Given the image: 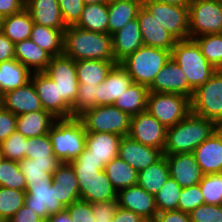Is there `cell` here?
<instances>
[{
    "instance_id": "cell-1",
    "label": "cell",
    "mask_w": 222,
    "mask_h": 222,
    "mask_svg": "<svg viewBox=\"0 0 222 222\" xmlns=\"http://www.w3.org/2000/svg\"><path fill=\"white\" fill-rule=\"evenodd\" d=\"M75 170L80 199L91 204L117 200V192L104 171L105 165L91 155L88 149L70 162Z\"/></svg>"
},
{
    "instance_id": "cell-2",
    "label": "cell",
    "mask_w": 222,
    "mask_h": 222,
    "mask_svg": "<svg viewBox=\"0 0 222 222\" xmlns=\"http://www.w3.org/2000/svg\"><path fill=\"white\" fill-rule=\"evenodd\" d=\"M63 54L75 61L115 62L112 35L84 30L75 25L64 30Z\"/></svg>"
},
{
    "instance_id": "cell-3",
    "label": "cell",
    "mask_w": 222,
    "mask_h": 222,
    "mask_svg": "<svg viewBox=\"0 0 222 222\" xmlns=\"http://www.w3.org/2000/svg\"><path fill=\"white\" fill-rule=\"evenodd\" d=\"M216 129L214 121L190 112L183 120L167 128L163 154L193 153Z\"/></svg>"
},
{
    "instance_id": "cell-4",
    "label": "cell",
    "mask_w": 222,
    "mask_h": 222,
    "mask_svg": "<svg viewBox=\"0 0 222 222\" xmlns=\"http://www.w3.org/2000/svg\"><path fill=\"white\" fill-rule=\"evenodd\" d=\"M86 133L78 117L56 119L48 132L53 154L61 163L75 160L85 149Z\"/></svg>"
},
{
    "instance_id": "cell-5",
    "label": "cell",
    "mask_w": 222,
    "mask_h": 222,
    "mask_svg": "<svg viewBox=\"0 0 222 222\" xmlns=\"http://www.w3.org/2000/svg\"><path fill=\"white\" fill-rule=\"evenodd\" d=\"M171 58L183 70L188 84L194 90L205 84L216 72L193 39L176 41Z\"/></svg>"
},
{
    "instance_id": "cell-6",
    "label": "cell",
    "mask_w": 222,
    "mask_h": 222,
    "mask_svg": "<svg viewBox=\"0 0 222 222\" xmlns=\"http://www.w3.org/2000/svg\"><path fill=\"white\" fill-rule=\"evenodd\" d=\"M170 59V50L143 45L120 64L128 71L133 83L149 88Z\"/></svg>"
},
{
    "instance_id": "cell-7",
    "label": "cell",
    "mask_w": 222,
    "mask_h": 222,
    "mask_svg": "<svg viewBox=\"0 0 222 222\" xmlns=\"http://www.w3.org/2000/svg\"><path fill=\"white\" fill-rule=\"evenodd\" d=\"M87 132L113 133L128 136L131 116L115 105H102L85 110L78 116Z\"/></svg>"
},
{
    "instance_id": "cell-8",
    "label": "cell",
    "mask_w": 222,
    "mask_h": 222,
    "mask_svg": "<svg viewBox=\"0 0 222 222\" xmlns=\"http://www.w3.org/2000/svg\"><path fill=\"white\" fill-rule=\"evenodd\" d=\"M146 110L169 128L191 112L190 98L177 93L149 92Z\"/></svg>"
},
{
    "instance_id": "cell-9",
    "label": "cell",
    "mask_w": 222,
    "mask_h": 222,
    "mask_svg": "<svg viewBox=\"0 0 222 222\" xmlns=\"http://www.w3.org/2000/svg\"><path fill=\"white\" fill-rule=\"evenodd\" d=\"M189 39L207 34H222V6L219 0H191Z\"/></svg>"
},
{
    "instance_id": "cell-10",
    "label": "cell",
    "mask_w": 222,
    "mask_h": 222,
    "mask_svg": "<svg viewBox=\"0 0 222 222\" xmlns=\"http://www.w3.org/2000/svg\"><path fill=\"white\" fill-rule=\"evenodd\" d=\"M190 103L193 114L222 123V76L215 72L205 84L197 87Z\"/></svg>"
},
{
    "instance_id": "cell-11",
    "label": "cell",
    "mask_w": 222,
    "mask_h": 222,
    "mask_svg": "<svg viewBox=\"0 0 222 222\" xmlns=\"http://www.w3.org/2000/svg\"><path fill=\"white\" fill-rule=\"evenodd\" d=\"M151 16L177 41L189 39V7L143 0Z\"/></svg>"
},
{
    "instance_id": "cell-12",
    "label": "cell",
    "mask_w": 222,
    "mask_h": 222,
    "mask_svg": "<svg viewBox=\"0 0 222 222\" xmlns=\"http://www.w3.org/2000/svg\"><path fill=\"white\" fill-rule=\"evenodd\" d=\"M58 86L59 97L71 108L79 88L76 61L64 54L51 57L43 71Z\"/></svg>"
},
{
    "instance_id": "cell-13",
    "label": "cell",
    "mask_w": 222,
    "mask_h": 222,
    "mask_svg": "<svg viewBox=\"0 0 222 222\" xmlns=\"http://www.w3.org/2000/svg\"><path fill=\"white\" fill-rule=\"evenodd\" d=\"M167 128L147 110L131 116L128 136L137 142L164 151Z\"/></svg>"
},
{
    "instance_id": "cell-14",
    "label": "cell",
    "mask_w": 222,
    "mask_h": 222,
    "mask_svg": "<svg viewBox=\"0 0 222 222\" xmlns=\"http://www.w3.org/2000/svg\"><path fill=\"white\" fill-rule=\"evenodd\" d=\"M25 193L24 205L45 221L50 215L65 209L57 199L56 183H53L52 178L48 182L33 183L26 189Z\"/></svg>"
},
{
    "instance_id": "cell-15",
    "label": "cell",
    "mask_w": 222,
    "mask_h": 222,
    "mask_svg": "<svg viewBox=\"0 0 222 222\" xmlns=\"http://www.w3.org/2000/svg\"><path fill=\"white\" fill-rule=\"evenodd\" d=\"M40 98L42 108L57 119L71 118L70 107L59 97L58 86L42 72H32L31 79Z\"/></svg>"
},
{
    "instance_id": "cell-16",
    "label": "cell",
    "mask_w": 222,
    "mask_h": 222,
    "mask_svg": "<svg viewBox=\"0 0 222 222\" xmlns=\"http://www.w3.org/2000/svg\"><path fill=\"white\" fill-rule=\"evenodd\" d=\"M149 92L177 93L191 99L194 89L188 84L183 70L171 58L156 75Z\"/></svg>"
},
{
    "instance_id": "cell-17",
    "label": "cell",
    "mask_w": 222,
    "mask_h": 222,
    "mask_svg": "<svg viewBox=\"0 0 222 222\" xmlns=\"http://www.w3.org/2000/svg\"><path fill=\"white\" fill-rule=\"evenodd\" d=\"M169 166L170 177L182 188L199 184L204 174L193 153L163 154Z\"/></svg>"
},
{
    "instance_id": "cell-18",
    "label": "cell",
    "mask_w": 222,
    "mask_h": 222,
    "mask_svg": "<svg viewBox=\"0 0 222 222\" xmlns=\"http://www.w3.org/2000/svg\"><path fill=\"white\" fill-rule=\"evenodd\" d=\"M118 156L140 172L158 161L163 156V152L157 148L143 145L129 136H123Z\"/></svg>"
},
{
    "instance_id": "cell-19",
    "label": "cell",
    "mask_w": 222,
    "mask_h": 222,
    "mask_svg": "<svg viewBox=\"0 0 222 222\" xmlns=\"http://www.w3.org/2000/svg\"><path fill=\"white\" fill-rule=\"evenodd\" d=\"M117 202L119 207L130 210L143 219L156 218L158 214L155 196L138 185L120 190L117 193Z\"/></svg>"
},
{
    "instance_id": "cell-20",
    "label": "cell",
    "mask_w": 222,
    "mask_h": 222,
    "mask_svg": "<svg viewBox=\"0 0 222 222\" xmlns=\"http://www.w3.org/2000/svg\"><path fill=\"white\" fill-rule=\"evenodd\" d=\"M133 83L128 71L120 64H116L105 81L98 85L96 92L97 106L114 105L115 101L126 92Z\"/></svg>"
},
{
    "instance_id": "cell-21",
    "label": "cell",
    "mask_w": 222,
    "mask_h": 222,
    "mask_svg": "<svg viewBox=\"0 0 222 222\" xmlns=\"http://www.w3.org/2000/svg\"><path fill=\"white\" fill-rule=\"evenodd\" d=\"M0 105L17 116L43 109L31 80L20 88L4 93Z\"/></svg>"
},
{
    "instance_id": "cell-22",
    "label": "cell",
    "mask_w": 222,
    "mask_h": 222,
    "mask_svg": "<svg viewBox=\"0 0 222 222\" xmlns=\"http://www.w3.org/2000/svg\"><path fill=\"white\" fill-rule=\"evenodd\" d=\"M137 18L140 23V30L143 44L155 48L172 50L176 39L165 30L159 22L151 16L149 11L142 5L138 11Z\"/></svg>"
},
{
    "instance_id": "cell-23",
    "label": "cell",
    "mask_w": 222,
    "mask_h": 222,
    "mask_svg": "<svg viewBox=\"0 0 222 222\" xmlns=\"http://www.w3.org/2000/svg\"><path fill=\"white\" fill-rule=\"evenodd\" d=\"M204 175L222 173V137L215 131L193 151Z\"/></svg>"
},
{
    "instance_id": "cell-24",
    "label": "cell",
    "mask_w": 222,
    "mask_h": 222,
    "mask_svg": "<svg viewBox=\"0 0 222 222\" xmlns=\"http://www.w3.org/2000/svg\"><path fill=\"white\" fill-rule=\"evenodd\" d=\"M112 44L117 64L143 46L138 18L129 21L122 29L112 34Z\"/></svg>"
},
{
    "instance_id": "cell-25",
    "label": "cell",
    "mask_w": 222,
    "mask_h": 222,
    "mask_svg": "<svg viewBox=\"0 0 222 222\" xmlns=\"http://www.w3.org/2000/svg\"><path fill=\"white\" fill-rule=\"evenodd\" d=\"M122 136L113 133L87 132L85 148L106 166L119 153Z\"/></svg>"
},
{
    "instance_id": "cell-26",
    "label": "cell",
    "mask_w": 222,
    "mask_h": 222,
    "mask_svg": "<svg viewBox=\"0 0 222 222\" xmlns=\"http://www.w3.org/2000/svg\"><path fill=\"white\" fill-rule=\"evenodd\" d=\"M25 9L36 24L55 29L67 27L63 21L58 0H25Z\"/></svg>"
},
{
    "instance_id": "cell-27",
    "label": "cell",
    "mask_w": 222,
    "mask_h": 222,
    "mask_svg": "<svg viewBox=\"0 0 222 222\" xmlns=\"http://www.w3.org/2000/svg\"><path fill=\"white\" fill-rule=\"evenodd\" d=\"M57 118L42 109L17 116L16 131L26 138L39 137L48 134Z\"/></svg>"
},
{
    "instance_id": "cell-28",
    "label": "cell",
    "mask_w": 222,
    "mask_h": 222,
    "mask_svg": "<svg viewBox=\"0 0 222 222\" xmlns=\"http://www.w3.org/2000/svg\"><path fill=\"white\" fill-rule=\"evenodd\" d=\"M51 57L49 53L38 47L30 38L15 44V59L31 72L44 71Z\"/></svg>"
},
{
    "instance_id": "cell-29",
    "label": "cell",
    "mask_w": 222,
    "mask_h": 222,
    "mask_svg": "<svg viewBox=\"0 0 222 222\" xmlns=\"http://www.w3.org/2000/svg\"><path fill=\"white\" fill-rule=\"evenodd\" d=\"M34 21L24 8L21 12L0 19V32L14 44L30 38Z\"/></svg>"
},
{
    "instance_id": "cell-30",
    "label": "cell",
    "mask_w": 222,
    "mask_h": 222,
    "mask_svg": "<svg viewBox=\"0 0 222 222\" xmlns=\"http://www.w3.org/2000/svg\"><path fill=\"white\" fill-rule=\"evenodd\" d=\"M143 0H114L108 2V34L122 29L129 21L137 18Z\"/></svg>"
},
{
    "instance_id": "cell-31",
    "label": "cell",
    "mask_w": 222,
    "mask_h": 222,
    "mask_svg": "<svg viewBox=\"0 0 222 222\" xmlns=\"http://www.w3.org/2000/svg\"><path fill=\"white\" fill-rule=\"evenodd\" d=\"M21 172L25 176L26 189L33 183L48 182L53 172L61 165L58 159L24 158L19 162Z\"/></svg>"
},
{
    "instance_id": "cell-32",
    "label": "cell",
    "mask_w": 222,
    "mask_h": 222,
    "mask_svg": "<svg viewBox=\"0 0 222 222\" xmlns=\"http://www.w3.org/2000/svg\"><path fill=\"white\" fill-rule=\"evenodd\" d=\"M31 75L32 72L16 59L0 62V94L25 85Z\"/></svg>"
},
{
    "instance_id": "cell-33",
    "label": "cell",
    "mask_w": 222,
    "mask_h": 222,
    "mask_svg": "<svg viewBox=\"0 0 222 222\" xmlns=\"http://www.w3.org/2000/svg\"><path fill=\"white\" fill-rule=\"evenodd\" d=\"M116 62L102 60L76 61V74L79 85H99L105 81Z\"/></svg>"
},
{
    "instance_id": "cell-34",
    "label": "cell",
    "mask_w": 222,
    "mask_h": 222,
    "mask_svg": "<svg viewBox=\"0 0 222 222\" xmlns=\"http://www.w3.org/2000/svg\"><path fill=\"white\" fill-rule=\"evenodd\" d=\"M169 176V166L166 156L163 155L154 164L138 172L137 185L155 196Z\"/></svg>"
},
{
    "instance_id": "cell-35",
    "label": "cell",
    "mask_w": 222,
    "mask_h": 222,
    "mask_svg": "<svg viewBox=\"0 0 222 222\" xmlns=\"http://www.w3.org/2000/svg\"><path fill=\"white\" fill-rule=\"evenodd\" d=\"M108 2L85 4L81 18L75 25L84 30L108 34Z\"/></svg>"
},
{
    "instance_id": "cell-36",
    "label": "cell",
    "mask_w": 222,
    "mask_h": 222,
    "mask_svg": "<svg viewBox=\"0 0 222 222\" xmlns=\"http://www.w3.org/2000/svg\"><path fill=\"white\" fill-rule=\"evenodd\" d=\"M64 30L34 23L30 39L54 57L63 54Z\"/></svg>"
},
{
    "instance_id": "cell-37",
    "label": "cell",
    "mask_w": 222,
    "mask_h": 222,
    "mask_svg": "<svg viewBox=\"0 0 222 222\" xmlns=\"http://www.w3.org/2000/svg\"><path fill=\"white\" fill-rule=\"evenodd\" d=\"M104 171L117 193L127 187L137 185L138 172L119 156L111 160Z\"/></svg>"
},
{
    "instance_id": "cell-38",
    "label": "cell",
    "mask_w": 222,
    "mask_h": 222,
    "mask_svg": "<svg viewBox=\"0 0 222 222\" xmlns=\"http://www.w3.org/2000/svg\"><path fill=\"white\" fill-rule=\"evenodd\" d=\"M149 88L137 83H132L119 97L114 105L130 116L137 115L147 109Z\"/></svg>"
},
{
    "instance_id": "cell-39",
    "label": "cell",
    "mask_w": 222,
    "mask_h": 222,
    "mask_svg": "<svg viewBox=\"0 0 222 222\" xmlns=\"http://www.w3.org/2000/svg\"><path fill=\"white\" fill-rule=\"evenodd\" d=\"M25 191L0 187V222H8L24 205Z\"/></svg>"
},
{
    "instance_id": "cell-40",
    "label": "cell",
    "mask_w": 222,
    "mask_h": 222,
    "mask_svg": "<svg viewBox=\"0 0 222 222\" xmlns=\"http://www.w3.org/2000/svg\"><path fill=\"white\" fill-rule=\"evenodd\" d=\"M182 187L170 176L155 195V204L158 212L178 210Z\"/></svg>"
},
{
    "instance_id": "cell-41",
    "label": "cell",
    "mask_w": 222,
    "mask_h": 222,
    "mask_svg": "<svg viewBox=\"0 0 222 222\" xmlns=\"http://www.w3.org/2000/svg\"><path fill=\"white\" fill-rule=\"evenodd\" d=\"M0 187L26 190V180L19 162L3 158L0 162Z\"/></svg>"
},
{
    "instance_id": "cell-42",
    "label": "cell",
    "mask_w": 222,
    "mask_h": 222,
    "mask_svg": "<svg viewBox=\"0 0 222 222\" xmlns=\"http://www.w3.org/2000/svg\"><path fill=\"white\" fill-rule=\"evenodd\" d=\"M207 61L217 69L222 63V34H207L193 39Z\"/></svg>"
},
{
    "instance_id": "cell-43",
    "label": "cell",
    "mask_w": 222,
    "mask_h": 222,
    "mask_svg": "<svg viewBox=\"0 0 222 222\" xmlns=\"http://www.w3.org/2000/svg\"><path fill=\"white\" fill-rule=\"evenodd\" d=\"M199 186L204 204L222 205V173L204 175Z\"/></svg>"
},
{
    "instance_id": "cell-44",
    "label": "cell",
    "mask_w": 222,
    "mask_h": 222,
    "mask_svg": "<svg viewBox=\"0 0 222 222\" xmlns=\"http://www.w3.org/2000/svg\"><path fill=\"white\" fill-rule=\"evenodd\" d=\"M0 148L4 159L20 162L25 158L27 138L15 131L0 143Z\"/></svg>"
},
{
    "instance_id": "cell-45",
    "label": "cell",
    "mask_w": 222,
    "mask_h": 222,
    "mask_svg": "<svg viewBox=\"0 0 222 222\" xmlns=\"http://www.w3.org/2000/svg\"><path fill=\"white\" fill-rule=\"evenodd\" d=\"M97 85H79L77 97L71 106V117H78L85 110L97 107Z\"/></svg>"
},
{
    "instance_id": "cell-46",
    "label": "cell",
    "mask_w": 222,
    "mask_h": 222,
    "mask_svg": "<svg viewBox=\"0 0 222 222\" xmlns=\"http://www.w3.org/2000/svg\"><path fill=\"white\" fill-rule=\"evenodd\" d=\"M25 158L31 159H57L53 154L52 143L48 134L27 138V151Z\"/></svg>"
},
{
    "instance_id": "cell-47",
    "label": "cell",
    "mask_w": 222,
    "mask_h": 222,
    "mask_svg": "<svg viewBox=\"0 0 222 222\" xmlns=\"http://www.w3.org/2000/svg\"><path fill=\"white\" fill-rule=\"evenodd\" d=\"M179 196L178 211L190 213L199 205L204 204V198L199 184L182 188Z\"/></svg>"
},
{
    "instance_id": "cell-48",
    "label": "cell",
    "mask_w": 222,
    "mask_h": 222,
    "mask_svg": "<svg viewBox=\"0 0 222 222\" xmlns=\"http://www.w3.org/2000/svg\"><path fill=\"white\" fill-rule=\"evenodd\" d=\"M58 3L65 25H76L84 10L83 0H58Z\"/></svg>"
},
{
    "instance_id": "cell-49",
    "label": "cell",
    "mask_w": 222,
    "mask_h": 222,
    "mask_svg": "<svg viewBox=\"0 0 222 222\" xmlns=\"http://www.w3.org/2000/svg\"><path fill=\"white\" fill-rule=\"evenodd\" d=\"M189 216L191 222H222V205L202 204Z\"/></svg>"
},
{
    "instance_id": "cell-50",
    "label": "cell",
    "mask_w": 222,
    "mask_h": 222,
    "mask_svg": "<svg viewBox=\"0 0 222 222\" xmlns=\"http://www.w3.org/2000/svg\"><path fill=\"white\" fill-rule=\"evenodd\" d=\"M52 179L57 187L79 188L75 170L70 163H61L53 172Z\"/></svg>"
},
{
    "instance_id": "cell-51",
    "label": "cell",
    "mask_w": 222,
    "mask_h": 222,
    "mask_svg": "<svg viewBox=\"0 0 222 222\" xmlns=\"http://www.w3.org/2000/svg\"><path fill=\"white\" fill-rule=\"evenodd\" d=\"M66 209L72 218V222H94L92 204L87 201L77 200Z\"/></svg>"
},
{
    "instance_id": "cell-52",
    "label": "cell",
    "mask_w": 222,
    "mask_h": 222,
    "mask_svg": "<svg viewBox=\"0 0 222 222\" xmlns=\"http://www.w3.org/2000/svg\"><path fill=\"white\" fill-rule=\"evenodd\" d=\"M118 208L117 200H108L92 204L94 222H111Z\"/></svg>"
},
{
    "instance_id": "cell-53",
    "label": "cell",
    "mask_w": 222,
    "mask_h": 222,
    "mask_svg": "<svg viewBox=\"0 0 222 222\" xmlns=\"http://www.w3.org/2000/svg\"><path fill=\"white\" fill-rule=\"evenodd\" d=\"M17 115L0 105V143L16 131Z\"/></svg>"
},
{
    "instance_id": "cell-54",
    "label": "cell",
    "mask_w": 222,
    "mask_h": 222,
    "mask_svg": "<svg viewBox=\"0 0 222 222\" xmlns=\"http://www.w3.org/2000/svg\"><path fill=\"white\" fill-rule=\"evenodd\" d=\"M56 194L58 201L61 202L65 208L71 203L80 200L79 188L57 187L56 183Z\"/></svg>"
},
{
    "instance_id": "cell-55",
    "label": "cell",
    "mask_w": 222,
    "mask_h": 222,
    "mask_svg": "<svg viewBox=\"0 0 222 222\" xmlns=\"http://www.w3.org/2000/svg\"><path fill=\"white\" fill-rule=\"evenodd\" d=\"M25 8V0H0V19L21 12Z\"/></svg>"
},
{
    "instance_id": "cell-56",
    "label": "cell",
    "mask_w": 222,
    "mask_h": 222,
    "mask_svg": "<svg viewBox=\"0 0 222 222\" xmlns=\"http://www.w3.org/2000/svg\"><path fill=\"white\" fill-rule=\"evenodd\" d=\"M8 222H46L33 210L23 205Z\"/></svg>"
},
{
    "instance_id": "cell-57",
    "label": "cell",
    "mask_w": 222,
    "mask_h": 222,
    "mask_svg": "<svg viewBox=\"0 0 222 222\" xmlns=\"http://www.w3.org/2000/svg\"><path fill=\"white\" fill-rule=\"evenodd\" d=\"M15 59V44L0 32V62Z\"/></svg>"
},
{
    "instance_id": "cell-58",
    "label": "cell",
    "mask_w": 222,
    "mask_h": 222,
    "mask_svg": "<svg viewBox=\"0 0 222 222\" xmlns=\"http://www.w3.org/2000/svg\"><path fill=\"white\" fill-rule=\"evenodd\" d=\"M156 218L159 222H191L189 213L178 210L158 212Z\"/></svg>"
},
{
    "instance_id": "cell-59",
    "label": "cell",
    "mask_w": 222,
    "mask_h": 222,
    "mask_svg": "<svg viewBox=\"0 0 222 222\" xmlns=\"http://www.w3.org/2000/svg\"><path fill=\"white\" fill-rule=\"evenodd\" d=\"M143 220L138 214L118 206L111 222H142Z\"/></svg>"
},
{
    "instance_id": "cell-60",
    "label": "cell",
    "mask_w": 222,
    "mask_h": 222,
    "mask_svg": "<svg viewBox=\"0 0 222 222\" xmlns=\"http://www.w3.org/2000/svg\"><path fill=\"white\" fill-rule=\"evenodd\" d=\"M46 222H72V218L65 208L64 210L59 211L56 214L50 215Z\"/></svg>"
},
{
    "instance_id": "cell-61",
    "label": "cell",
    "mask_w": 222,
    "mask_h": 222,
    "mask_svg": "<svg viewBox=\"0 0 222 222\" xmlns=\"http://www.w3.org/2000/svg\"><path fill=\"white\" fill-rule=\"evenodd\" d=\"M153 1L165 4L179 5V6H189L191 2V0H153Z\"/></svg>"
},
{
    "instance_id": "cell-62",
    "label": "cell",
    "mask_w": 222,
    "mask_h": 222,
    "mask_svg": "<svg viewBox=\"0 0 222 222\" xmlns=\"http://www.w3.org/2000/svg\"><path fill=\"white\" fill-rule=\"evenodd\" d=\"M85 4H97L101 2H106V0H83Z\"/></svg>"
},
{
    "instance_id": "cell-63",
    "label": "cell",
    "mask_w": 222,
    "mask_h": 222,
    "mask_svg": "<svg viewBox=\"0 0 222 222\" xmlns=\"http://www.w3.org/2000/svg\"><path fill=\"white\" fill-rule=\"evenodd\" d=\"M216 131L221 135L222 137V123L217 124V129Z\"/></svg>"
},
{
    "instance_id": "cell-64",
    "label": "cell",
    "mask_w": 222,
    "mask_h": 222,
    "mask_svg": "<svg viewBox=\"0 0 222 222\" xmlns=\"http://www.w3.org/2000/svg\"><path fill=\"white\" fill-rule=\"evenodd\" d=\"M142 222H159L157 218L144 219Z\"/></svg>"
},
{
    "instance_id": "cell-65",
    "label": "cell",
    "mask_w": 222,
    "mask_h": 222,
    "mask_svg": "<svg viewBox=\"0 0 222 222\" xmlns=\"http://www.w3.org/2000/svg\"><path fill=\"white\" fill-rule=\"evenodd\" d=\"M216 72H218L222 76V63L218 66Z\"/></svg>"
},
{
    "instance_id": "cell-66",
    "label": "cell",
    "mask_w": 222,
    "mask_h": 222,
    "mask_svg": "<svg viewBox=\"0 0 222 222\" xmlns=\"http://www.w3.org/2000/svg\"><path fill=\"white\" fill-rule=\"evenodd\" d=\"M3 160V154L1 152V148H0V162Z\"/></svg>"
}]
</instances>
